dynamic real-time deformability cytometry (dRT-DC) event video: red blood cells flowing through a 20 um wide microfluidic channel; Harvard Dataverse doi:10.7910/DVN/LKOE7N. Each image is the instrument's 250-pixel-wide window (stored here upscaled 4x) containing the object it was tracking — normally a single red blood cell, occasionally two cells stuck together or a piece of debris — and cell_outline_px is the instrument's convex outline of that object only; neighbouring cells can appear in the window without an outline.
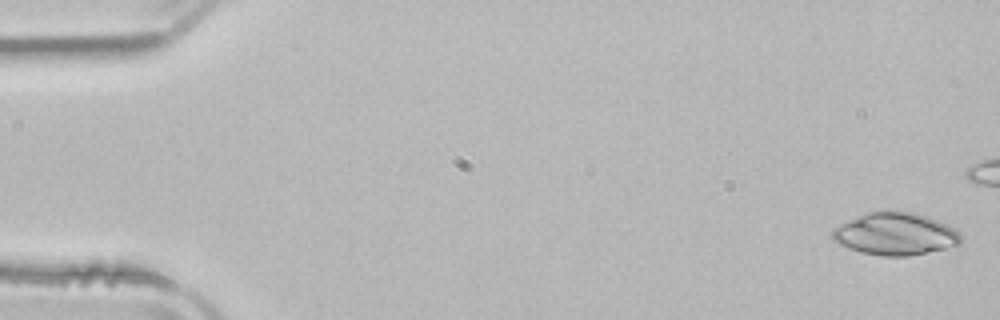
{"species": "common noctule bat (a hibernating species)", "species_latin": "Nyctalus noctula", "temperature_condition": "room temperature", "stored_images_in_passage": 53, "camera_frame_rate_fps": 3000, "um_per_image_px": 0.085, "animal": {"sex": "male", "body_mass_g": 21.5, "forearm_length_mm": 52.0}, "frame": {"image": 1, "passage_image": 1, "time_ms": 0.0, "image_size_px": [1000, 320], "cell_outline_px": [[964, 236], [960, 244], [944, 248], [908, 256], [880, 256], [860, 252], [848, 248], [832, 240], [832, 228], [840, 224], [868, 212], [888, 208], [912, 212], [928, 216], [948, 224], [956, 228]], "centroid_in_image_um": [76.12, 19.85], "position_along_channel_um": 8.9, "area_um2": 32.37}}
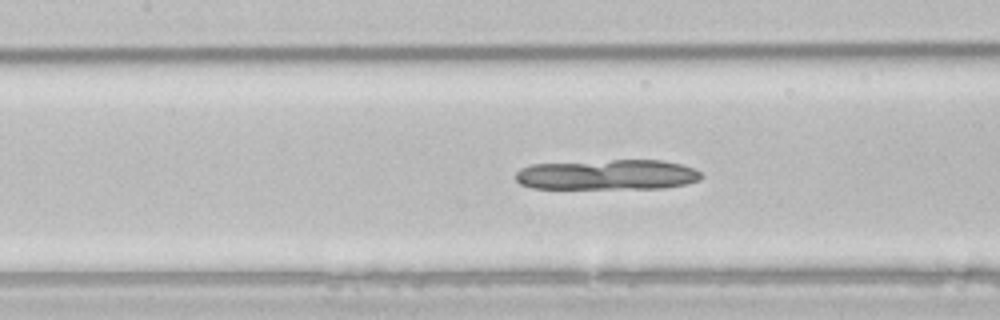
{"frame": {"image": 2, "passage_image": 23, "time_ms": 7.333, "image_size_px": [1000, 320], "cell_outline_px": [[704, 176], [700, 180], [684, 184], [664, 188], [532, 188], [520, 184], [516, 180], [516, 172], [520, 168], [532, 164], [612, 160], [660, 160], [680, 164], [692, 168], [700, 172]], "centroid_in_image_um": [51.62, 14.85], "position_along_channel_um": 155.8, "area_um2": 32.66}}
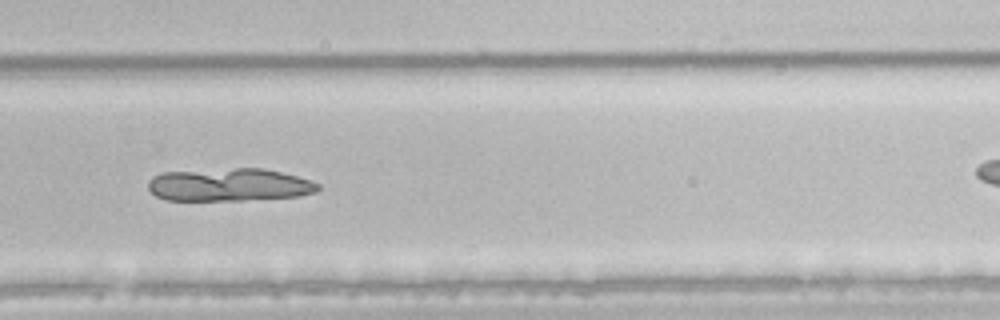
{"frame": {"image": 3, "passage_image": 35, "time_ms": 11.333, "image_size_px": [1000, 320], "cell_outline_px": [[320, 188], [316, 192], [300, 196], [244, 200], [164, 200], [156, 196], [148, 188], [148, 180], [152, 176], [164, 172], [236, 168], [264, 168], [312, 180], [320, 184]], "centroid_in_image_um": [19.5, 15.71], "position_along_channel_um": 310.3, "area_um2": 32.66}}